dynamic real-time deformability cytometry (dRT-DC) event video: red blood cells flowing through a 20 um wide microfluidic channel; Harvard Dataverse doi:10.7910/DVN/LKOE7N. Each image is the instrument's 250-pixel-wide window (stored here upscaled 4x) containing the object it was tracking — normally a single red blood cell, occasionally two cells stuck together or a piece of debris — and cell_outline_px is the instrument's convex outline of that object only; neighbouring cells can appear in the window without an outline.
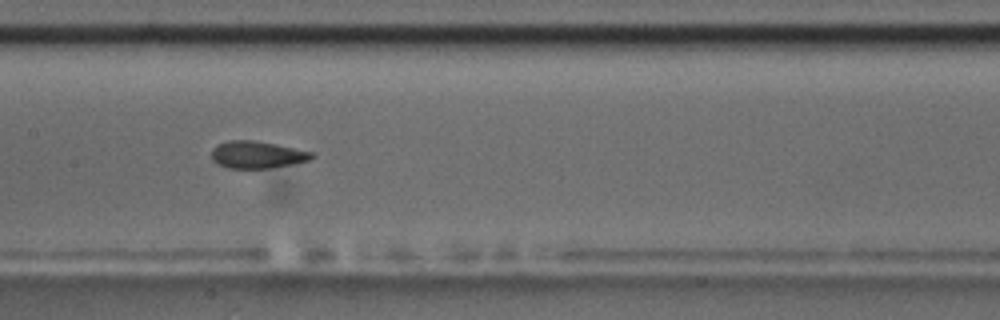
{"species": "common noctule bat (a hibernating species)", "species_latin": "Nyctalus noctula", "temperature_condition": "room temperature", "stored_images_in_passage": 14, "camera_frame_rate_fps": 3000, "um_per_image_px": 0.085, "animal": {"sex": "male", "body_mass_g": 17.5, "forearm_length_mm": 52.3}, "frame": {"image": 1, "passage_image": 7, "time_ms": 7.667, "image_size_px": [1000, 320], "cell_outline_px": [[312, 156], [308, 160], [292, 164], [268, 168], [228, 168], [216, 164], [212, 160], [212, 148], [216, 144], [228, 140], [252, 140], [276, 144], [312, 152]], "centroid_in_image_um": [21.77, 13.14], "position_along_channel_um": 185.6, "area_um2": 15.78}, "authors_computed_cell_mechanics": {"area_um2": 16.473, "velocity_mm_per_s": 3.5455, "shape_relaxation_time_tau1_ms": null, "shape_relaxation_time_tau2_ms": 1.3414, "deformation_change_tau1": null, "deformation_change_tau2": 0.0629}}